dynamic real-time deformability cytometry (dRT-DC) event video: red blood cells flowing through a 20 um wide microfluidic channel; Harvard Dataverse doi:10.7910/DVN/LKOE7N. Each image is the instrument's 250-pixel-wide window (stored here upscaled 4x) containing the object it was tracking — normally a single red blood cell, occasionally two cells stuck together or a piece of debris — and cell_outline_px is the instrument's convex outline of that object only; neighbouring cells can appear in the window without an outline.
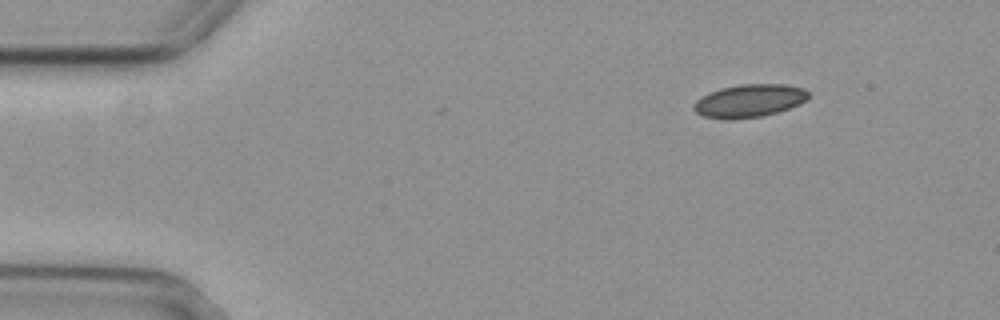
{"species": "common noctule bat (a hibernating species)", "species_latin": "Nyctalus noctula", "temperature_condition": "cold", "stored_images_in_passage": 11, "camera_frame_rate_fps": 3000, "um_per_image_px": 0.085, "animal": {"sex": "female", "body_mass_g": 29.2, "forearm_length_mm": 56.3}, "frame": {"image": 1, "passage_image": 1, "time_ms": 0.0, "image_size_px": [1000, 320], "cell_outline_px": [[808, 96], [800, 104], [776, 112], [760, 116], [732, 120], [720, 120], [704, 116], [696, 112], [692, 108], [692, 104], [700, 96], [720, 88], [740, 84], [784, 84], [804, 88], [808, 92]], "centroid_in_image_um": [63.62, 8.57], "position_along_channel_um": 21.4, "area_um2": 22.14}}
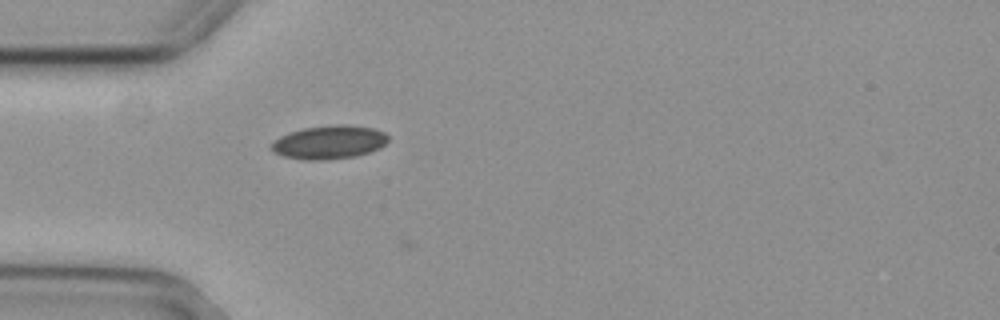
{"frame": {"image": 2, "passage_image": 10, "time_ms": 3.0, "image_size_px": [1000, 320], "cell_outline_px": [[388, 140], [384, 144], [368, 152], [356, 156], [320, 160], [304, 160], [284, 156], [272, 152], [268, 148], [268, 144], [272, 140], [288, 132], [304, 128], [332, 124], [348, 124], [376, 128], [384, 132], [388, 136]], "centroid_in_image_um": [27.9, 12.07], "position_along_channel_um": 57.1, "area_um2": 23.12}}